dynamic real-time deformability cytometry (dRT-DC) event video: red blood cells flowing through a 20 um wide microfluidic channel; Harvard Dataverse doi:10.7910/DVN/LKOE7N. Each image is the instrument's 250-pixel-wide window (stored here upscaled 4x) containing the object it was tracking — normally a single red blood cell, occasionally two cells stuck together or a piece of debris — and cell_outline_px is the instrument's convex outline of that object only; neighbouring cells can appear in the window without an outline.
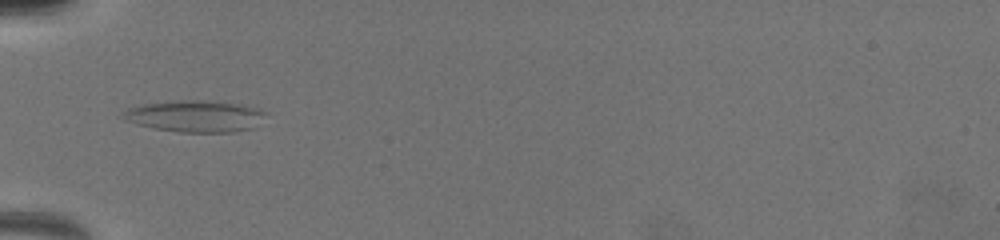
{"species": "common noctule bat (a hibernating species)", "species_latin": "Nyctalus noctula", "temperature_condition": "warm", "stored_images_in_passage": 6, "camera_frame_rate_fps": 3000, "um_per_image_px": 0.085, "animal": {"sex": "female", "body_mass_g": 19.5, "forearm_length_mm": 54.1}, "frame": {"image": 1, "passage_image": 2, "time_ms": 1.333, "image_size_px": [1000, 240], "cell_outline_px": [[260, 112], [252, 128], [232, 132], [176, 132], [152, 128], [140, 124], [132, 120], [128, 112], [132, 108], [148, 104], [180, 100], [196, 100], [228, 104], [248, 108]], "centroid_in_image_um": [16.53, 9.91], "position_along_channel_um": 68.5, "area_um2": 23.99}}
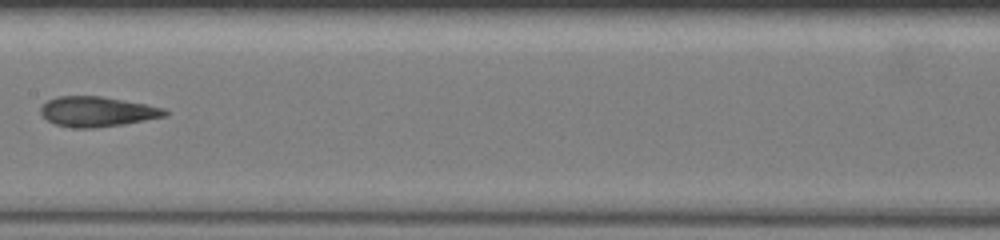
{"frame": {"image": 2, "passage_image": 5, "time_ms": 4.667, "image_size_px": [1000, 240], "cell_outline_px": [[168, 112], [164, 116], [124, 124], [96, 128], [68, 128], [56, 124], [48, 120], [40, 112], [40, 108], [48, 100], [60, 96], [100, 96], [144, 104], [164, 108]], "centroid_in_image_um": [8.23, 9.5], "position_along_channel_um": 199.2, "area_um2": 21.5}}
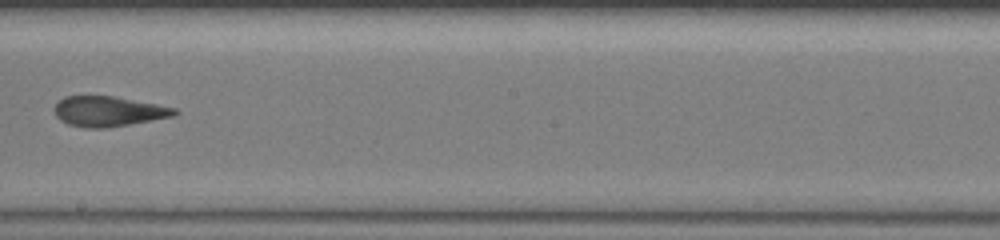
{"frame": {"image": 3, "passage_image": 6, "time_ms": 5.667, "image_size_px": [1000, 240], "cell_outline_px": [[180, 112], [172, 116], [128, 124], [104, 128], [84, 128], [68, 124], [60, 120], [56, 116], [56, 104], [64, 96], [112, 96], [156, 104], [176, 108]], "centroid_in_image_um": [9.2, 9.46], "position_along_channel_um": 239.0, "area_um2": 20.75}}